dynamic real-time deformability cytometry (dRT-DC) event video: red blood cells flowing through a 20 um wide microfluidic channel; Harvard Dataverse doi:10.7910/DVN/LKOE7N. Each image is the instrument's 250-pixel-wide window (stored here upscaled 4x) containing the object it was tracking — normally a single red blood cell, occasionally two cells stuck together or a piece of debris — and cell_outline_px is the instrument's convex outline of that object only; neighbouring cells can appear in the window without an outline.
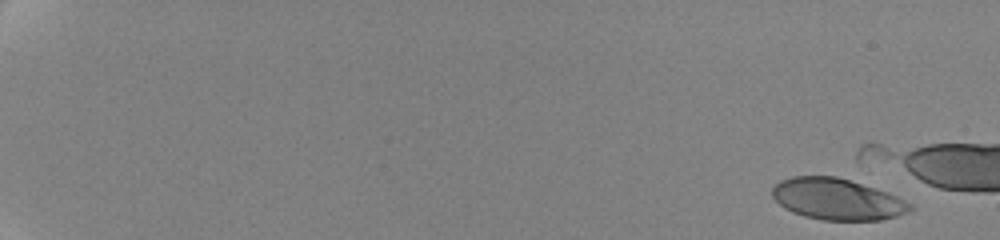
{"species": "human", "species_latin": "Homo sapiens", "temperature_condition": "cold", "stored_images_in_passage": 15, "camera_frame_rate_fps": 3000, "um_per_image_px": 0.085, "donor": {"sex": "female"}, "frame": {"image": 1, "passage_image": 1, "time_ms": 0.0, "image_size_px": [1000, 240], "cell_outline_px": [[912, 208], [908, 212], [896, 216], [880, 220], [824, 220], [804, 216], [792, 212], [784, 208], [772, 196], [772, 188], [780, 180], [792, 176], [836, 176], [888, 192], [912, 204]], "centroid_in_image_um": [71.14, 16.93], "position_along_channel_um": 13.9, "area_um2": 33.06}}